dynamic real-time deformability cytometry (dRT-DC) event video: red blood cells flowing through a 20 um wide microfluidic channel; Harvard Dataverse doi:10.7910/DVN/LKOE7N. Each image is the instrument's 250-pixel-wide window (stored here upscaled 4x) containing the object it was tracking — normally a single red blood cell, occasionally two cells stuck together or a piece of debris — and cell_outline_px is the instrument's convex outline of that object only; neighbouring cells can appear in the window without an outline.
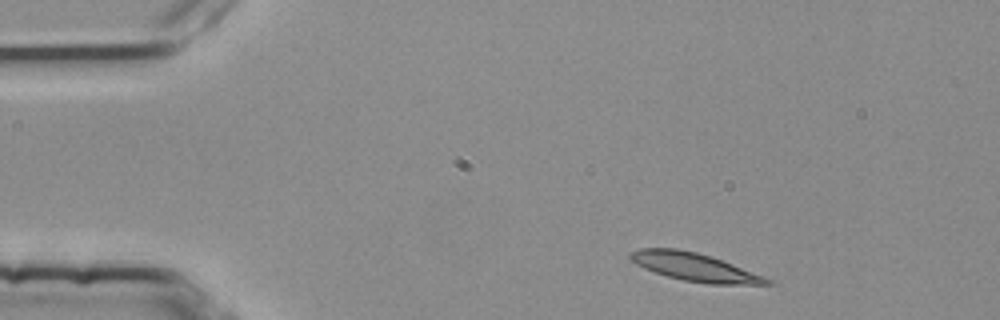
{"species": "common noctule bat (a hibernating species)", "species_latin": "Nyctalus noctula", "temperature_condition": "room temperature", "stored_images_in_passage": 2, "camera_frame_rate_fps": 3000, "um_per_image_px": 0.085, "animal": {"sex": "female", "body_mass_g": 25.1}, "frame": {"image": 1, "passage_image": 1, "time_ms": 0.0, "image_size_px": [1000, 320], "cell_outline_px": [[772, 284], [708, 284], [684, 280], [668, 276], [644, 268], [636, 264], [628, 256], [628, 252], [640, 248], [676, 248], [696, 252], [712, 256], [772, 280]], "centroid_in_image_um": [58.99, 22.68], "position_along_channel_um": 26.0, "area_um2": 22.08}}